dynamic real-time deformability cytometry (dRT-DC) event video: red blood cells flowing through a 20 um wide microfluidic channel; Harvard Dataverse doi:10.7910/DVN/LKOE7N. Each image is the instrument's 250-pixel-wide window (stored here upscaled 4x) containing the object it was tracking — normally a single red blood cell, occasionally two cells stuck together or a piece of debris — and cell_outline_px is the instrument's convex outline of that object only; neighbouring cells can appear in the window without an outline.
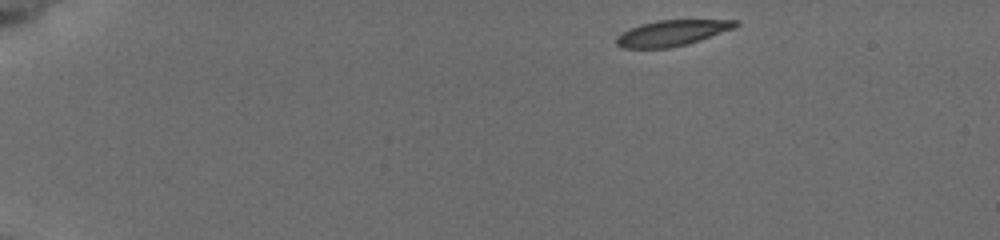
{"species": "common noctule bat (a hibernating species)", "species_latin": "Nyctalus noctula", "temperature_condition": "cold", "stored_images_in_passage": 20, "camera_frame_rate_fps": 3000, "um_per_image_px": 0.085, "animal": {"sex": "female", "body_mass_g": 19.5, "forearm_length_mm": 54.1}, "frame": {"image": 1, "passage_image": 1, "time_ms": 0.0, "image_size_px": [1000, 240], "cell_outline_px": [[740, 24], [736, 28], [688, 44], [668, 48], [620, 48], [616, 44], [616, 36], [640, 24], [656, 20], [736, 20]], "centroid_in_image_um": [57.13, 2.81], "position_along_channel_um": 27.9, "area_um2": 17.92}}
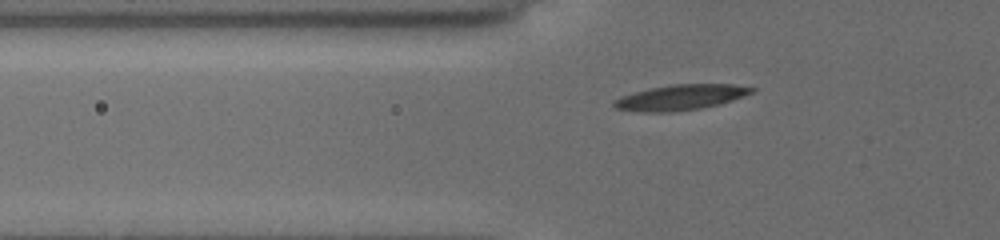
{"frame": {"image": 2, "passage_image": 13, "time_ms": 3.667, "image_size_px": [1000, 240], "cell_outline_px": [[756, 88], [752, 92], [732, 100], [720, 104], [700, 108], [672, 112], [640, 112], [616, 108], [612, 104], [612, 100], [636, 92], [652, 88], [672, 84], [732, 84]], "centroid_in_image_um": [57.85, 8.28], "position_along_channel_um": 68.0, "area_um2": 20.11}}
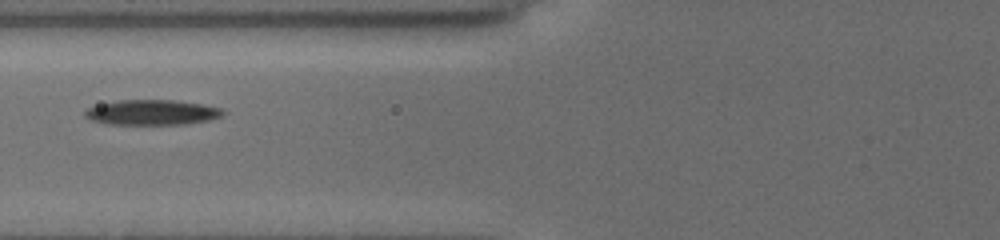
{"frame": {"image": 3, "passage_image": 18, "time_ms": 5.0, "image_size_px": [1000, 240], "cell_outline_px": [[224, 116], [208, 120], [184, 124], [108, 124], [92, 120], [84, 116], [84, 112], [88, 108], [100, 104], [120, 100], [172, 100], [200, 104], [220, 108], [224, 112]], "centroid_in_image_um": [12.91, 9.56], "position_along_channel_um": 112.9, "area_um2": 20.0}}